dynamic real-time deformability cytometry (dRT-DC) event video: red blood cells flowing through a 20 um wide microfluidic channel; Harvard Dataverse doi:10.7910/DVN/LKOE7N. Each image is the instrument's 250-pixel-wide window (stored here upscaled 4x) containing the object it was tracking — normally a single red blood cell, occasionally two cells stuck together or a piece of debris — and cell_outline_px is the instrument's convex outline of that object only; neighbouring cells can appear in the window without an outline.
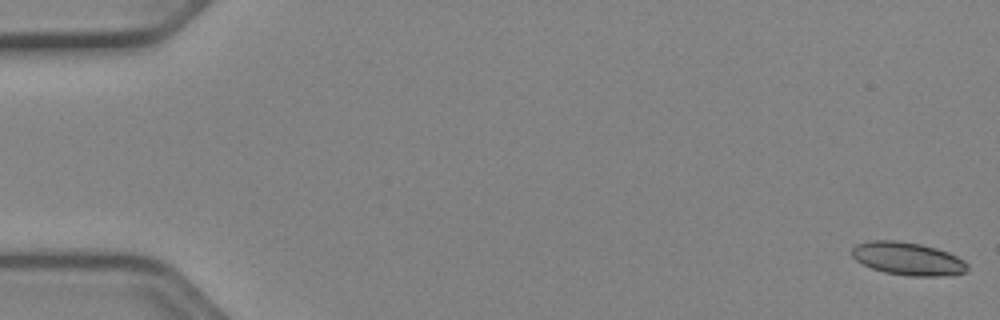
{"species": "Egyptian fruit bat (a non-hibernating species)", "species_latin": "Rousettus aegyptiacus", "temperature_condition": "cold", "stored_images_in_passage": 52, "camera_frame_rate_fps": 3000, "um_per_image_px": 0.085, "animal": {"sex": "female"}, "frame": {"image": 1, "passage_image": 1, "time_ms": 0.0, "image_size_px": [1000, 320], "cell_outline_px": [[968, 268], [964, 272], [952, 276], [908, 276], [884, 272], [872, 268], [856, 260], [852, 256], [852, 248], [856, 244], [868, 240], [896, 240], [920, 244], [936, 248], [948, 252], [964, 260], [968, 264]], "centroid_in_image_um": [77.17, 21.99], "position_along_channel_um": 7.8, "area_um2": 22.31}}
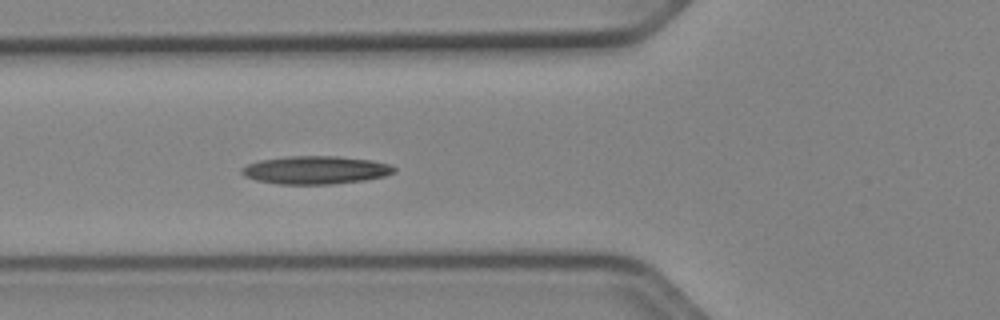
{"frame": {"image": 2, "passage_image": 20, "time_ms": 6.333, "image_size_px": [1000, 320], "cell_outline_px": [[396, 172], [384, 176], [364, 180], [332, 184], [276, 184], [256, 180], [244, 176], [240, 172], [240, 168], [248, 164], [260, 160], [288, 156], [336, 156], [372, 160], [388, 164], [396, 168]], "centroid_in_image_um": [26.8, 14.45], "position_along_channel_um": 99.0, "area_um2": 24.97}}
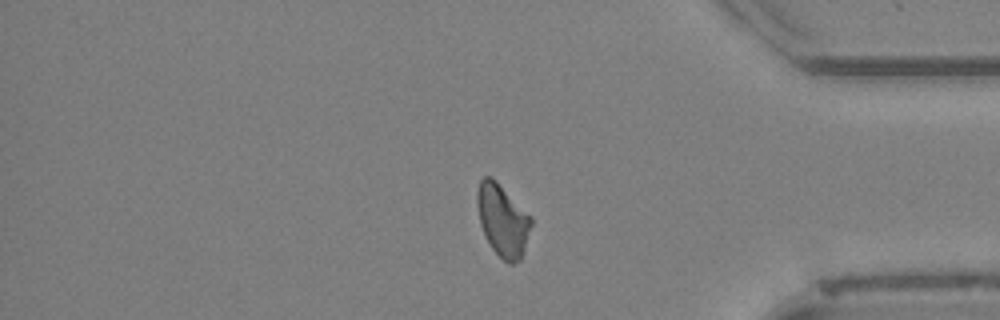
{"frame": {"image": 3, "passage_image": 44, "time_ms": 14.333, "image_size_px": [1000, 320], "cell_outline_px": [[532, 224], [520, 260], [512, 264], [508, 264], [492, 248], [480, 224], [476, 204], [476, 192], [480, 180], [484, 176], [492, 176], [532, 216]], "centroid_in_image_um": [42.72, 18.68], "position_along_channel_um": 392.5, "area_um2": 22.66}, "authors_computed_cell_mechanics": {"area_um2": 22.7154, "velocity_mm_per_s": 3.9345, "shape_relaxation_time_tau1_ms": null, "shape_relaxation_time_tau2_ms": 10.8772, "deformation_change_tau1": null, "deformation_change_tau2": 0.2164}}